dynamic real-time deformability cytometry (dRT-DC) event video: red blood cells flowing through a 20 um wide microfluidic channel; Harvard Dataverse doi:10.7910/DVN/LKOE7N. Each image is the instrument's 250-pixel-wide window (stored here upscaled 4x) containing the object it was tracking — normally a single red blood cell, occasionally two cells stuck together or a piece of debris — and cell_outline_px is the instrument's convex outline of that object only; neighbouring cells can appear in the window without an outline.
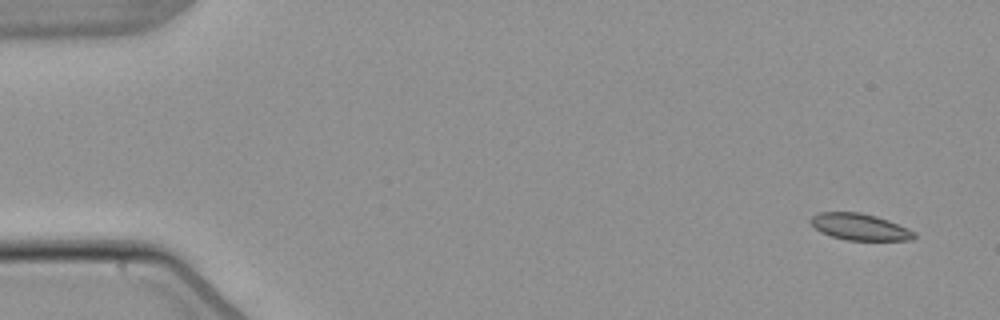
{"species": "common noctule bat (a hibernating species)", "species_latin": "Nyctalus noctula", "temperature_condition": "warm", "stored_images_in_passage": 2, "camera_frame_rate_fps": 3000, "um_per_image_px": 0.085, "animal": {"sex": "male", "body_mass_g": 21.5, "forearm_length_mm": 52.0}, "frame": {"image": 1, "passage_image": 1, "time_ms": 0.0, "image_size_px": [1000, 320], "cell_outline_px": [[916, 236], [912, 240], [848, 240], [832, 236], [820, 232], [808, 220], [812, 216], [820, 212], [860, 212], [876, 216], [888, 220], [908, 228], [916, 232]], "centroid_in_image_um": [73.09, 19.28], "position_along_channel_um": 11.9, "area_um2": 16.01}}
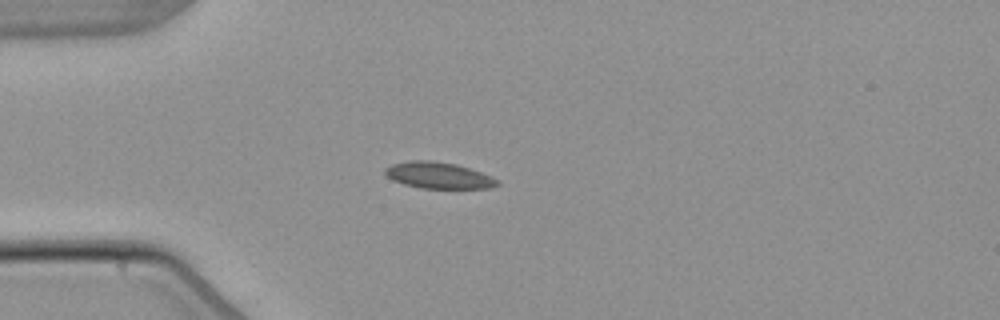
{"frame": {"image": 2, "passage_image": 2, "time_ms": 4.0, "image_size_px": [1000, 320], "cell_outline_px": [[500, 184], [492, 188], [420, 188], [404, 184], [392, 180], [384, 172], [384, 168], [392, 164], [412, 160], [428, 160], [456, 164], [492, 176]], "centroid_in_image_um": [37.25, 14.91], "position_along_channel_um": 47.7, "area_um2": 17.11}}